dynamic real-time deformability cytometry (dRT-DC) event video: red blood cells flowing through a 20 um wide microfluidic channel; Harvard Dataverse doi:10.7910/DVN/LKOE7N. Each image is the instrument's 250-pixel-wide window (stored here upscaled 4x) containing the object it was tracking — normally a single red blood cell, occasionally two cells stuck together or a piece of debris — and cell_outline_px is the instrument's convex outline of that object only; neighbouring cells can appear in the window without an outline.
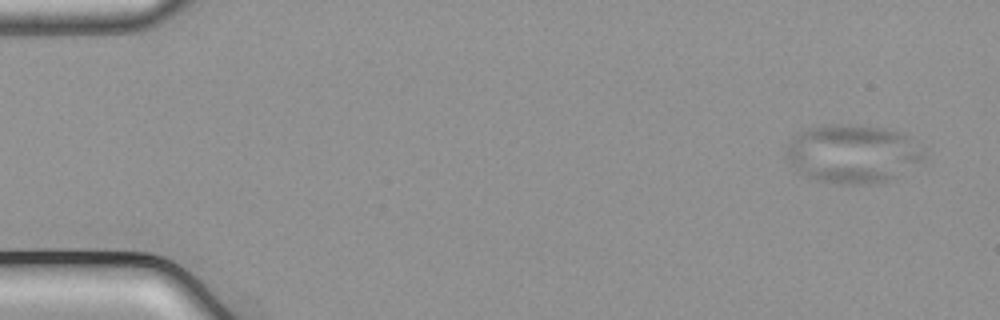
{"species": "common noctule bat (a hibernating species)", "species_latin": "Nyctalus noctula", "temperature_condition": "cold", "stored_images_in_passage": 52, "camera_frame_rate_fps": 3000, "um_per_image_px": 0.085, "animal": {"sex": "male", "body_mass_g": 21.5, "forearm_length_mm": 52.0}, "frame": {"image": 1, "passage_image": 1, "time_ms": 0.0, "image_size_px": [1000, 320], "cell_outline_px": [[924, 156], [896, 176], [888, 180], [868, 184], [840, 184], [820, 180], [804, 176], [796, 172], [788, 156], [788, 140], [800, 132], [808, 128], [828, 124], [840, 124], [884, 128], [904, 132], [908, 136]], "centroid_in_image_um": [72.4, 13.06], "position_along_channel_um": 12.6, "area_um2": 45.95}}
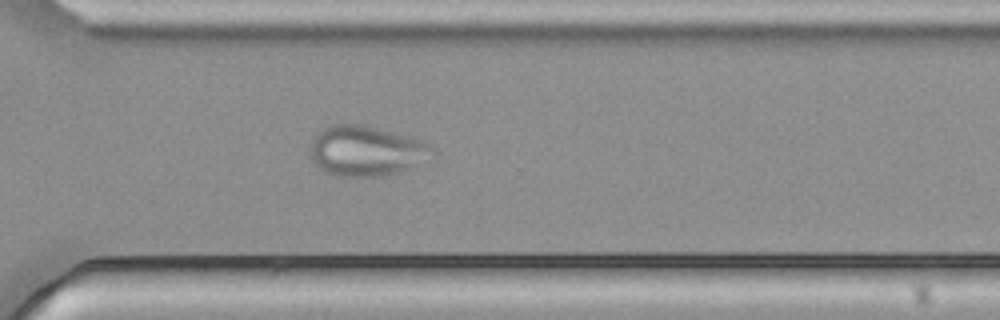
{"frame": {"image": 2, "passage_image": 37, "time_ms": 12.0, "image_size_px": [1000, 320], "cell_outline_px": [[436, 160], [432, 164], [384, 176], [340, 176], [324, 172], [312, 160], [312, 140], [324, 128], [332, 124], [360, 124], [424, 140], [432, 144], [436, 148]], "centroid_in_image_um": [31.33, 12.86], "position_along_channel_um": 339.3, "area_um2": 36.65}}
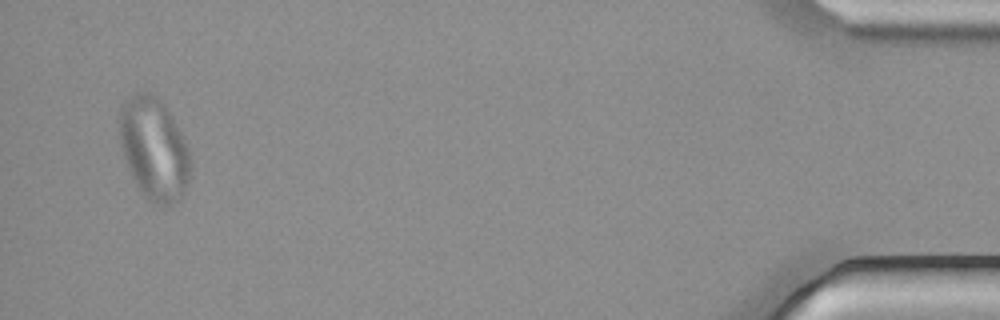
{"frame": {"image": 3, "passage_image": 50, "time_ms": 16.333, "image_size_px": [1000, 320], "cell_outline_px": [[188, 180], [180, 200], [168, 204], [156, 204], [144, 196], [136, 184], [132, 176], [124, 156], [120, 144], [116, 120], [124, 100], [136, 92], [152, 92], [164, 104], [180, 132], [188, 148]], "centroid_in_image_um": [13.02, 12.59], "position_along_channel_um": 422.2, "area_um2": 41.91}}